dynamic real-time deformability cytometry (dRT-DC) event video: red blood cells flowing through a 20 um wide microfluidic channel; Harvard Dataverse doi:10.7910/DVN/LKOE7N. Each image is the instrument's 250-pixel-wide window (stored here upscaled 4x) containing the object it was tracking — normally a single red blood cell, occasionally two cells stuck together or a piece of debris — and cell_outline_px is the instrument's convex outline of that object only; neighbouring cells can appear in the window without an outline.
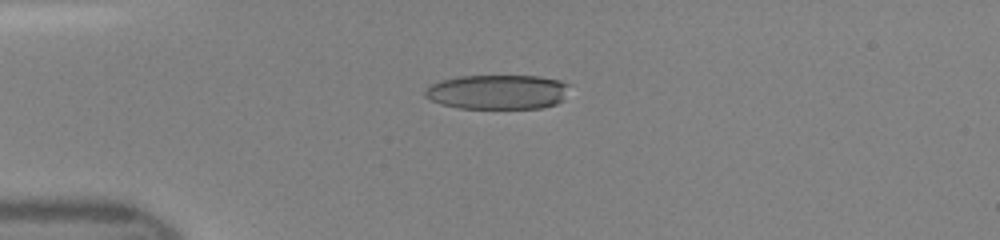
{"species": "human", "species_latin": "Homo sapiens", "temperature_condition": "room temperature", "stored_images_in_passage": 47, "camera_frame_rate_fps": 3000, "um_per_image_px": 0.085, "donor": {"sex": "female"}, "frame": {"image": 1, "passage_image": 12, "time_ms": 3.667, "image_size_px": [1000, 240], "cell_outline_px": [[568, 84], [564, 100], [556, 104], [544, 108], [460, 108], [440, 104], [424, 96], [424, 88], [428, 84], [440, 80], [456, 76], [540, 76], [560, 80]], "centroid_in_image_um": [42.26, 7.81], "position_along_channel_um": 42.7, "area_um2": 29.42}}
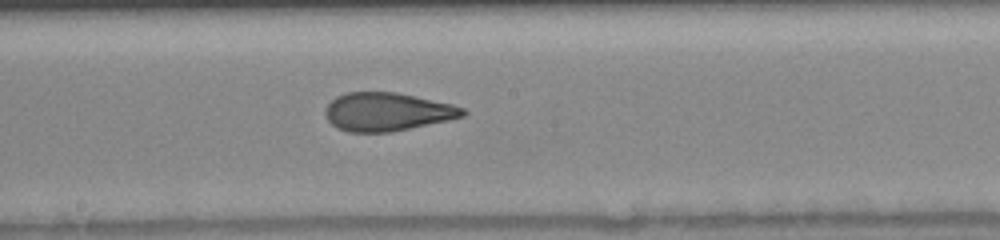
{"frame": {"image": 2, "passage_image": 26, "time_ms": 8.333, "image_size_px": [1000, 240], "cell_outline_px": [[468, 112], [464, 116], [448, 120], [392, 132], [348, 132], [336, 128], [328, 120], [324, 112], [324, 108], [336, 96], [348, 92], [396, 92], [452, 104], [464, 108]], "centroid_in_image_um": [32.89, 9.5], "position_along_channel_um": 215.3, "area_um2": 30.75}}
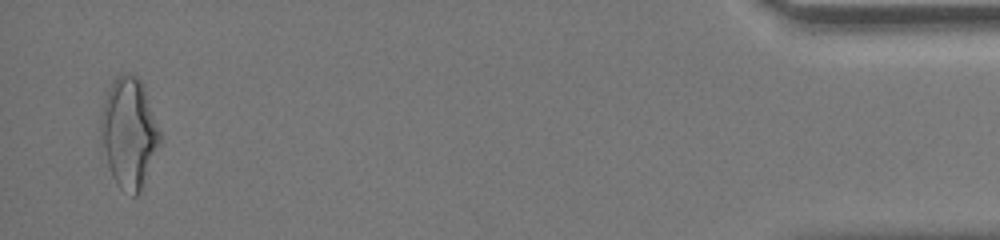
{"frame": {"image": 3, "passage_image": 46, "time_ms": 15.0, "image_size_px": [1000, 240], "cell_outline_px": [[160, 144], [140, 192], [136, 196], [132, 196], [120, 188], [116, 184], [112, 176], [108, 164], [100, 136], [100, 120], [104, 100], [112, 80], [120, 72], [132, 72], [140, 80], [144, 88], [160, 132]], "centroid_in_image_um": [10.95, 11.26], "position_along_channel_um": 424.3, "area_um2": 37.8}}